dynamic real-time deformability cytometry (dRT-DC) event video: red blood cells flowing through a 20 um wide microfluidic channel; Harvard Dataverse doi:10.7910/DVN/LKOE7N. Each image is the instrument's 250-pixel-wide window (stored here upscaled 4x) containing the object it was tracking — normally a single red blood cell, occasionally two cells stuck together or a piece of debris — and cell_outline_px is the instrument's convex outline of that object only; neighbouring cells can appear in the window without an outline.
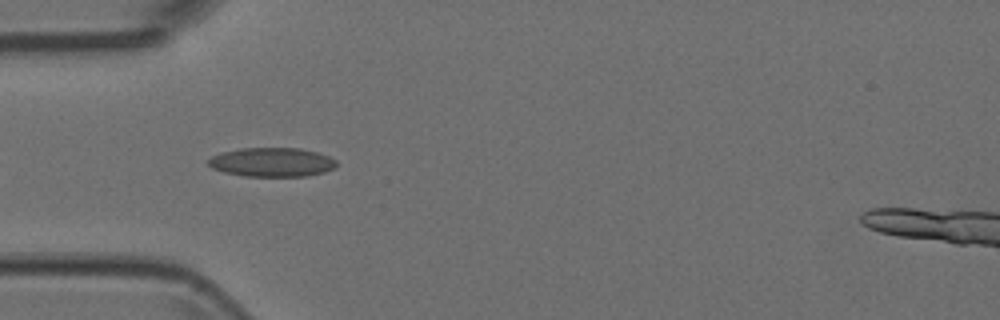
{"species": "Egyptian fruit bat (a non-hibernating species)", "species_latin": "Rousettus aegyptiacus", "temperature_condition": "room temperature", "stored_images_in_passage": 6, "camera_frame_rate_fps": 3000, "um_per_image_px": 0.085, "animal": {"sex": "female"}, "frame": {"image": 1, "passage_image": 5, "time_ms": 1.333, "image_size_px": [1000, 320], "cell_outline_px": [[336, 168], [324, 172], [308, 176], [244, 176], [224, 172], [212, 168], [208, 164], [208, 160], [212, 156], [220, 152], [240, 148], [300, 148], [316, 152], [328, 156], [336, 160]], "centroid_in_image_um": [23.11, 13.78], "position_along_channel_um": 61.9, "area_um2": 21.79}}
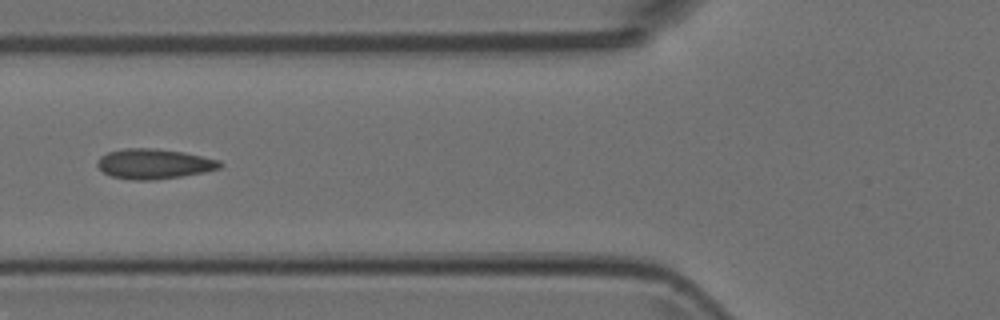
{"frame": {"image": 2, "passage_image": 6, "time_ms": 1.667, "image_size_px": [1000, 320], "cell_outline_px": [[224, 164], [220, 168], [204, 172], [156, 180], [132, 180], [112, 176], [104, 172], [96, 164], [96, 160], [100, 156], [108, 152], [124, 148], [156, 148], [184, 152], [220, 160]], "centroid_in_image_um": [13.09, 13.92], "position_along_channel_um": 112.7, "area_um2": 21.56}}